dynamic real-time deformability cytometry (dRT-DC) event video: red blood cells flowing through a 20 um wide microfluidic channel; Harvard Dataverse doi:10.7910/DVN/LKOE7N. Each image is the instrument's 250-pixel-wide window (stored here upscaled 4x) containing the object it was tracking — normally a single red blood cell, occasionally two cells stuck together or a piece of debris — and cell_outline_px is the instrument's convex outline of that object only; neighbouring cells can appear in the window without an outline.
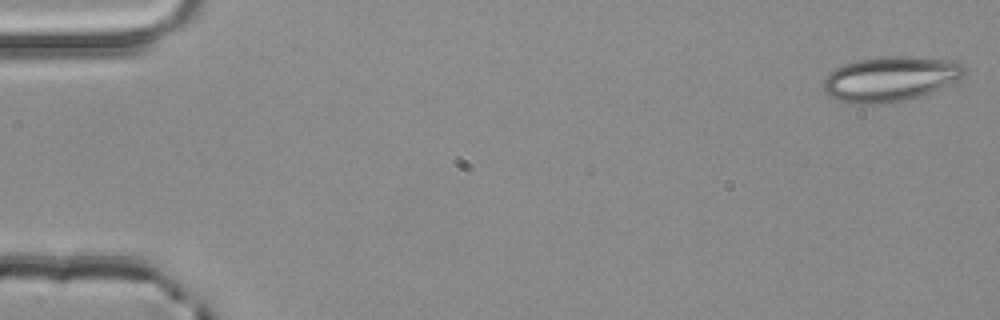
{"species": "common noctule bat (a hibernating species)", "species_latin": "Nyctalus noctula", "temperature_condition": "room temperature", "stored_images_in_passage": 4, "camera_frame_rate_fps": 3000, "um_per_image_px": 0.085, "animal": {"sex": "male", "body_mass_g": 20.4}, "frame": {"image": 1, "passage_image": 1, "time_ms": 0.0, "image_size_px": [1000, 320], "cell_outline_px": [[968, 68], [964, 76], [924, 96], [884, 104], [848, 104], [828, 96], [824, 92], [824, 80], [828, 72], [844, 64], [856, 60], [884, 56], [908, 56], [956, 60], [964, 64]], "centroid_in_image_um": [75.69, 6.71], "position_along_channel_um": 9.3, "area_um2": 37.57}}